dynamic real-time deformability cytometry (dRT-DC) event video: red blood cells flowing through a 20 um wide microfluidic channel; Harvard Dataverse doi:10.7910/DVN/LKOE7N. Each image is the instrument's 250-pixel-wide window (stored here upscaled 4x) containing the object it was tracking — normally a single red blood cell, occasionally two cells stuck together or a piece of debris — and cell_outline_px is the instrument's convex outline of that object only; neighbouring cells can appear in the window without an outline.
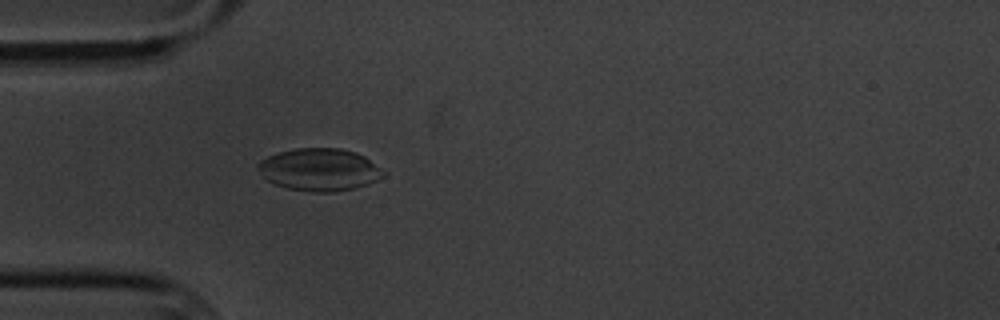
{"species": "common noctule bat (a hibernating species)", "species_latin": "Nyctalus noctula", "temperature_condition": "cold", "stored_images_in_passage": 4, "camera_frame_rate_fps": 3000, "um_per_image_px": 0.085, "animal": {"sex": "male", "body_mass_g": 20.1, "forearm_length_mm": 53.5}, "frame": {"image": 1, "passage_image": 4, "time_ms": 3.667, "image_size_px": [1000, 320], "cell_outline_px": [[388, 172], [384, 176], [368, 184], [352, 188], [332, 192], [316, 192], [284, 188], [268, 180], [256, 168], [256, 164], [260, 160], [268, 156], [280, 152], [296, 148], [340, 148], [356, 152], [364, 156]], "centroid_in_image_um": [27.17, 14.41], "position_along_channel_um": 57.8, "area_um2": 31.04}}